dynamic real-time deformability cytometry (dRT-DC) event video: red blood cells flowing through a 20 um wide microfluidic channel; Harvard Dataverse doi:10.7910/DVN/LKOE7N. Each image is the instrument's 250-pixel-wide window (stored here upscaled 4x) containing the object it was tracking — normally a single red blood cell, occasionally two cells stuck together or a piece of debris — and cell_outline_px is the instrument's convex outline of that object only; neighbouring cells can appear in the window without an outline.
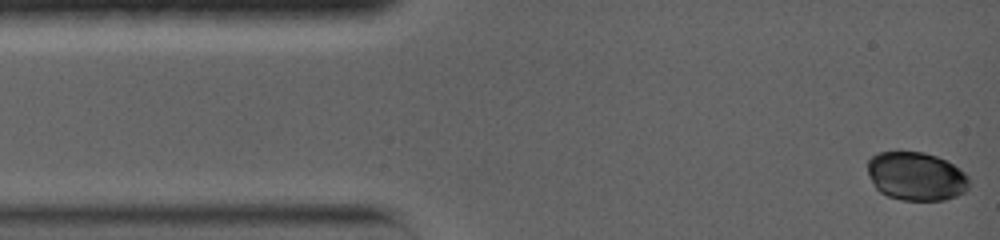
{"species": "common noctule bat (a hibernating species)", "species_latin": "Nyctalus noctula", "temperature_condition": "warm", "stored_images_in_passage": 30, "camera_frame_rate_fps": 5000, "um_per_image_px": 0.085, "animal": {"sex": "female", "body_mass_g": 19.0, "forearm_length_mm": 56.7}, "frame": {"image": 1, "passage_image": 1, "time_ms": 0.0, "image_size_px": [1000, 240], "cell_outline_px": [[968, 188], [964, 192], [956, 196], [944, 200], [900, 200], [888, 196], [880, 192], [876, 188], [868, 176], [868, 160], [872, 156], [880, 152], [924, 152], [936, 156], [952, 164], [964, 172], [968, 176]], "centroid_in_image_um": [77.85, 14.99], "position_along_channel_um": 7.1, "area_um2": 28.61}}
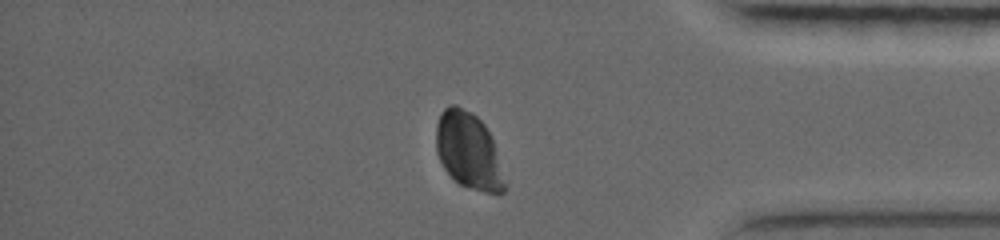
{"frame": {"image": 2, "passage_image": 27, "time_ms": 13.2, "image_size_px": [1000, 240], "cell_outline_px": [[508, 188], [500, 196], [484, 192], [460, 184], [444, 168], [436, 152], [436, 124], [440, 112], [448, 104], [456, 104], [472, 112], [484, 124], [492, 140], [508, 184]], "centroid_in_image_um": [39.85, 12.83], "position_along_channel_um": 395.4, "area_um2": 30.98}}